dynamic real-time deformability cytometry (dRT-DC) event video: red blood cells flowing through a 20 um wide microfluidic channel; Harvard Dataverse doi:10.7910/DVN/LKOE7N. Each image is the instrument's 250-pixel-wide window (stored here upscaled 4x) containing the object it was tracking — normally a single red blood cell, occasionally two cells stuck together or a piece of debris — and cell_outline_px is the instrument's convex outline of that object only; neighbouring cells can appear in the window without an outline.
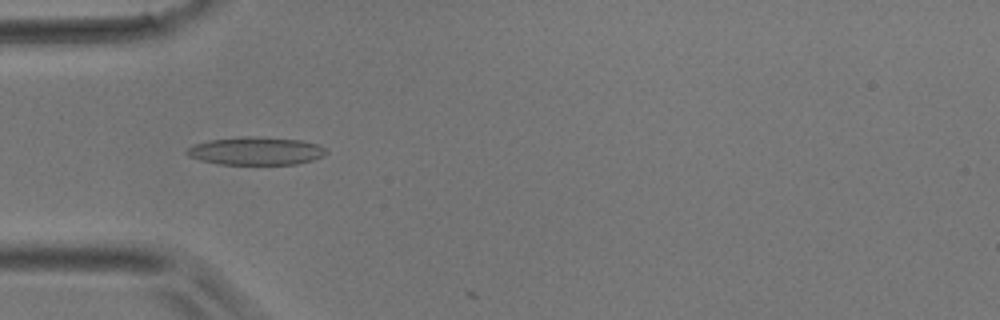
{"species": "common noctule bat (a hibernating species)", "species_latin": "Nyctalus noctula", "temperature_condition": "room temperature", "stored_images_in_passage": 4, "camera_frame_rate_fps": 3000, "um_per_image_px": 0.085, "animal": {"sex": "male", "body_mass_g": 17.9}, "frame": {"image": 1, "passage_image": 4, "time_ms": 1.0, "image_size_px": [1000, 320], "cell_outline_px": [[328, 152], [324, 156], [312, 160], [296, 164], [220, 164], [200, 160], [188, 156], [184, 152], [188, 148], [196, 144], [212, 140], [244, 136], [256, 136], [300, 140], [316, 144], [324, 148]], "centroid_in_image_um": [21.76, 12.83], "position_along_channel_um": 63.2, "area_um2": 22.54}}